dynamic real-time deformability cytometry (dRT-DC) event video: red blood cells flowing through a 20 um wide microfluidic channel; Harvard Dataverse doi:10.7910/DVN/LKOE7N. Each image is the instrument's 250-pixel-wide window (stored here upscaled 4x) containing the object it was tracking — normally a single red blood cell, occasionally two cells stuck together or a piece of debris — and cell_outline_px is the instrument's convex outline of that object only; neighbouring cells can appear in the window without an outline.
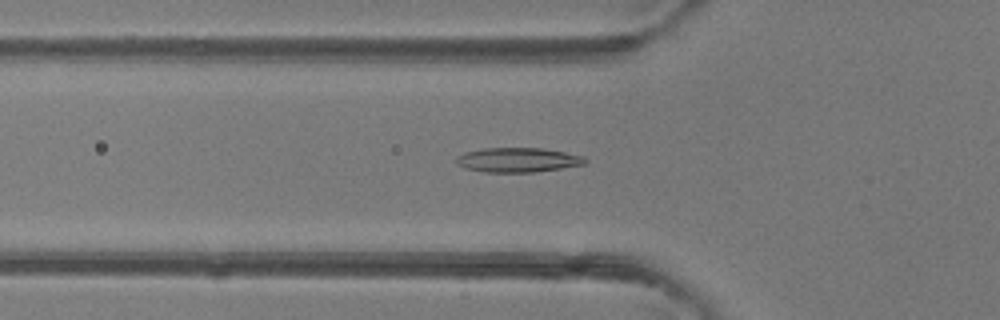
{"species": "common noctule bat (a hibernating species)", "species_latin": "Nyctalus noctula", "temperature_condition": "room temperature", "stored_images_in_passage": 24, "camera_frame_rate_fps": 3000, "um_per_image_px": 0.085, "animal": {"sex": "female"}, "frame": {"image": 1, "passage_image": 7, "time_ms": 2.0, "image_size_px": [1000, 320], "cell_outline_px": [[588, 160], [584, 164], [536, 172], [484, 172], [464, 168], [456, 164], [456, 156], [464, 152], [484, 148], [544, 148], [584, 156]], "centroid_in_image_um": [43.98, 13.59], "position_along_channel_um": 81.8, "area_um2": 18.5}}
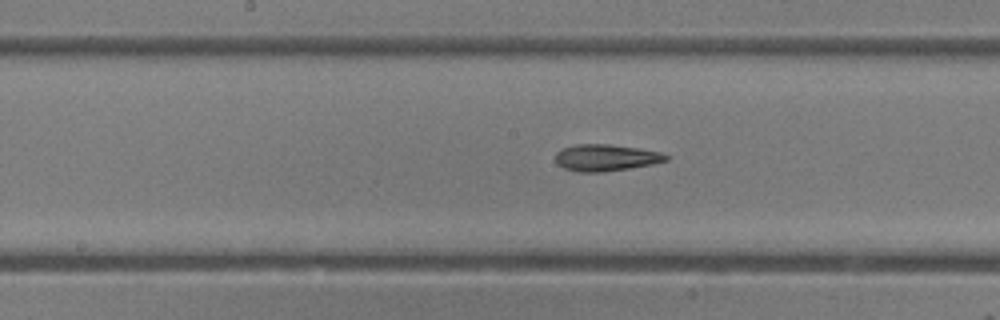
{"frame": {"image": 2, "passage_image": 15, "time_ms": 4.667, "image_size_px": [1000, 320], "cell_outline_px": [[668, 160], [652, 164], [628, 168], [600, 172], [576, 172], [564, 168], [556, 164], [556, 152], [560, 148], [576, 144], [608, 144], [640, 148], [660, 152], [668, 156]], "centroid_in_image_um": [51.45, 13.39], "position_along_channel_um": 196.7, "area_um2": 17.22}}
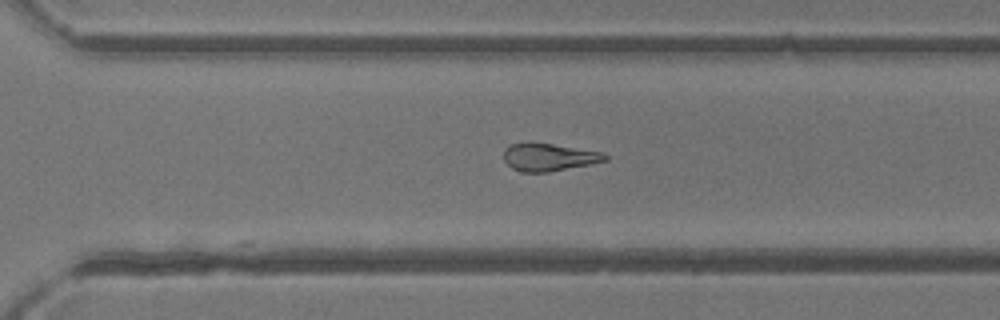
{"frame": {"image": 3, "passage_image": 24, "time_ms": 7.667, "image_size_px": [1000, 320], "cell_outline_px": [[608, 160], [548, 172], [520, 172], [512, 168], [504, 160], [504, 148], [512, 144], [552, 144], [600, 152], [608, 156]], "centroid_in_image_um": [46.63, 13.38], "position_along_channel_um": 324.0, "area_um2": 15.78}}